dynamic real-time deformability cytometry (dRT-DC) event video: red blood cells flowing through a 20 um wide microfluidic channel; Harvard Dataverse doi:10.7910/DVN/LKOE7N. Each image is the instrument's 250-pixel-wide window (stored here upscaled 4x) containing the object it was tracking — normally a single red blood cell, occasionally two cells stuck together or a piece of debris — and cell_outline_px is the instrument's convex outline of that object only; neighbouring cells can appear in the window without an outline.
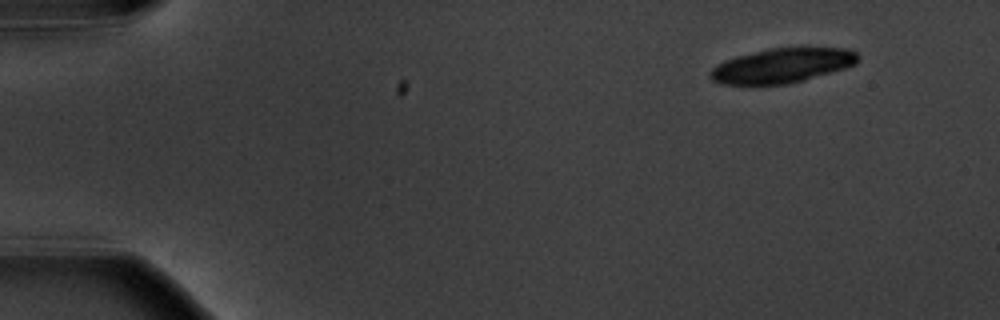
{"species": "common noctule bat (a hibernating species)", "species_latin": "Nyctalus noctula", "temperature_condition": "warm", "stored_images_in_passage": 5, "camera_frame_rate_fps": 3000, "um_per_image_px": 0.085, "animal": {"sex": "male", "body_mass_g": 20.1, "forearm_length_mm": 53.5}, "frame": {"image": 1, "passage_image": 1, "time_ms": 0.0, "image_size_px": [1000, 320], "cell_outline_px": [[860, 56], [856, 64], [844, 68], [804, 80], [788, 84], [720, 84], [712, 80], [708, 76], [712, 68], [736, 56], [768, 48], [848, 48], [856, 52]], "centroid_in_image_um": [66.5, 5.57], "position_along_channel_um": 18.5, "area_um2": 29.54}}